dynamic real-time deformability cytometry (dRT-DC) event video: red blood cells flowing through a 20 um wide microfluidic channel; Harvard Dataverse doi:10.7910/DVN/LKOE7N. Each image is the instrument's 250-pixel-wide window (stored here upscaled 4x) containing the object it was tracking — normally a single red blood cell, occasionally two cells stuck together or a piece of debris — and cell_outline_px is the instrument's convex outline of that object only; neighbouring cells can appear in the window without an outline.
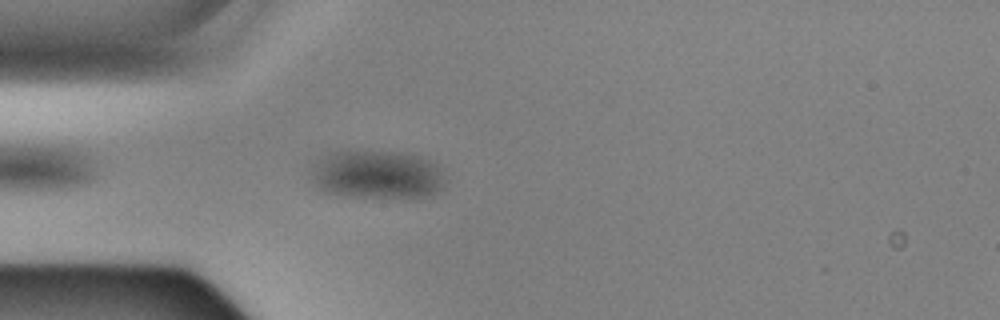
{"species": "Egyptian fruit bat (a non-hibernating species)", "species_latin": "Rousettus aegyptiacus", "temperature_condition": "cold", "stored_images_in_passage": 15, "camera_frame_rate_fps": 3000, "um_per_image_px": 0.085, "animal": {"sex": "male"}, "frame": {"image": 1, "passage_image": 3, "time_ms": 0.667, "image_size_px": [1000, 320], "cell_outline_px": [[444, 184], [432, 196], [356, 196], [328, 192], [320, 188], [312, 180], [312, 176], [320, 160], [332, 152], [392, 152], [420, 156], [440, 164], [444, 180]], "centroid_in_image_um": [32.15, 14.83], "position_along_channel_um": 52.8, "area_um2": 36.59}}
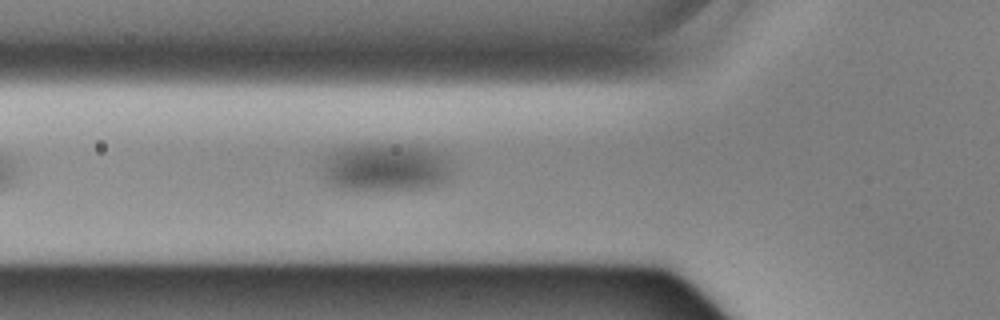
{"frame": {"image": 2, "passage_image": 7, "time_ms": 2.0, "image_size_px": [1000, 320], "cell_outline_px": [[448, 184], [432, 188], [336, 188], [324, 184], [324, 160], [332, 152], [340, 148], [360, 144], [392, 144], [424, 148], [448, 160]], "centroid_in_image_um": [32.72, 14.24], "position_along_channel_um": 93.1, "area_um2": 35.49}}
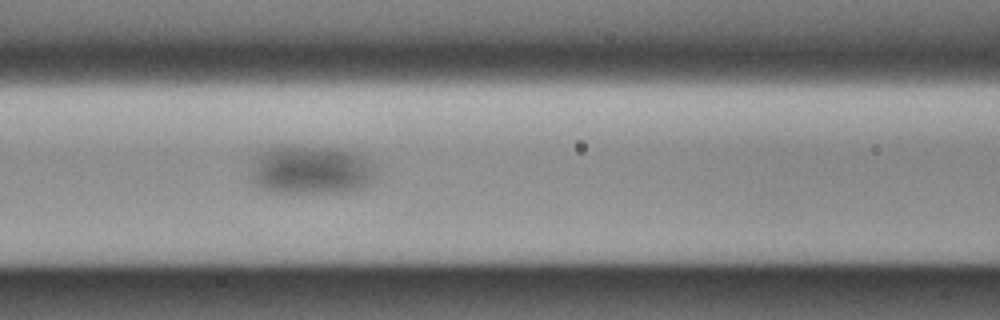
{"frame": {"image": 3, "passage_image": 11, "time_ms": 3.333, "image_size_px": [1000, 320], "cell_outline_px": [[376, 168], [372, 180], [364, 188], [344, 192], [272, 192], [260, 188], [252, 180], [252, 168], [256, 156], [272, 148], [332, 148], [348, 152], [360, 156], [368, 160]], "centroid_in_image_um": [26.45, 14.5], "position_along_channel_um": 140.1, "area_um2": 34.39}}